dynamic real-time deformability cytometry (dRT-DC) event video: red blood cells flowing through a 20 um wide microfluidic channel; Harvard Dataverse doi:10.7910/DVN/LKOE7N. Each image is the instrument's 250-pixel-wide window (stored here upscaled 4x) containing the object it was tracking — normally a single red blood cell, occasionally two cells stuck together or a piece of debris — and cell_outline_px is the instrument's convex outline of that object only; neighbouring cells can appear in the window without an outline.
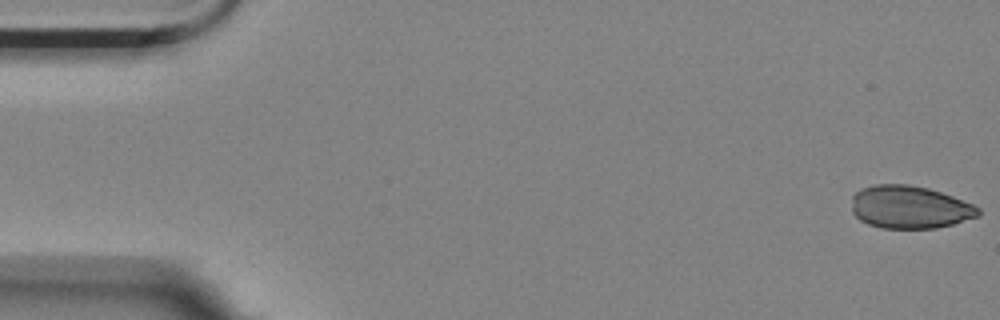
{"species": "Egyptian fruit bat (a non-hibernating species)", "species_latin": "Rousettus aegyptiacus", "temperature_condition": "room temperature", "stored_images_in_passage": 11, "camera_frame_rate_fps": 3000, "um_per_image_px": 0.085, "animal": {"sex": "female"}, "frame": {"image": 1, "passage_image": 1, "time_ms": 0.0, "image_size_px": [1000, 320], "cell_outline_px": [[980, 216], [952, 224], [936, 228], [880, 228], [868, 224], [860, 220], [852, 212], [852, 196], [860, 188], [876, 184], [908, 184], [928, 188], [952, 196], [972, 204], [980, 208]], "centroid_in_image_um": [77.31, 17.6], "position_along_channel_um": 7.7, "area_um2": 31.67}}
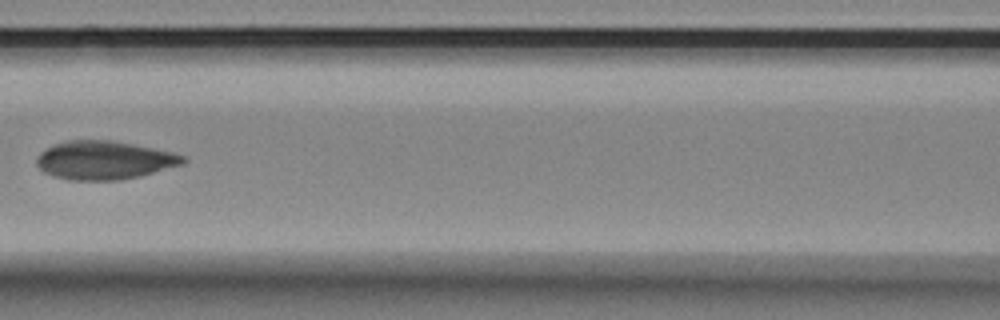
{"frame": {"image": 2, "passage_image": 7, "time_ms": 2.0, "image_size_px": [1000, 320], "cell_outline_px": [[188, 160], [184, 164], [140, 176], [120, 180], [68, 180], [44, 172], [36, 164], [36, 160], [40, 152], [56, 144], [68, 140], [112, 140], [172, 152], [188, 156]], "centroid_in_image_um": [8.91, 13.62], "position_along_channel_um": 157.7, "area_um2": 32.77}}
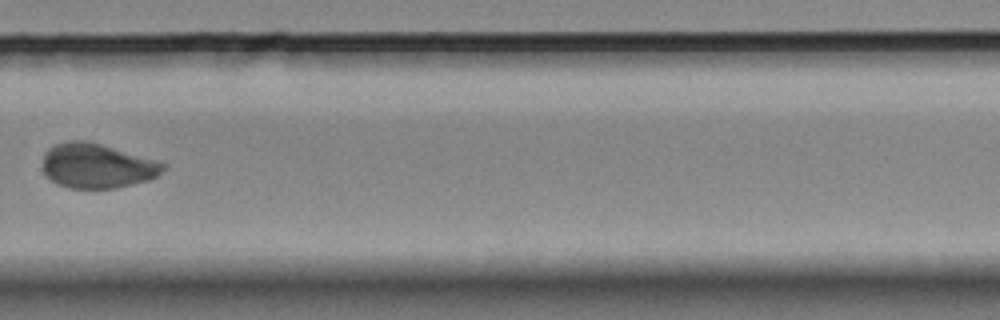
{"frame": {"image": 3, "passage_image": 11, "time_ms": 3.333, "image_size_px": [1000, 320], "cell_outline_px": [[168, 164], [156, 176], [148, 180], [116, 188], [68, 188], [56, 184], [44, 172], [44, 152], [52, 144], [68, 140], [84, 140], [100, 144]], "centroid_in_image_um": [8.21, 14.09], "position_along_channel_um": 321.6, "area_um2": 31.1}}